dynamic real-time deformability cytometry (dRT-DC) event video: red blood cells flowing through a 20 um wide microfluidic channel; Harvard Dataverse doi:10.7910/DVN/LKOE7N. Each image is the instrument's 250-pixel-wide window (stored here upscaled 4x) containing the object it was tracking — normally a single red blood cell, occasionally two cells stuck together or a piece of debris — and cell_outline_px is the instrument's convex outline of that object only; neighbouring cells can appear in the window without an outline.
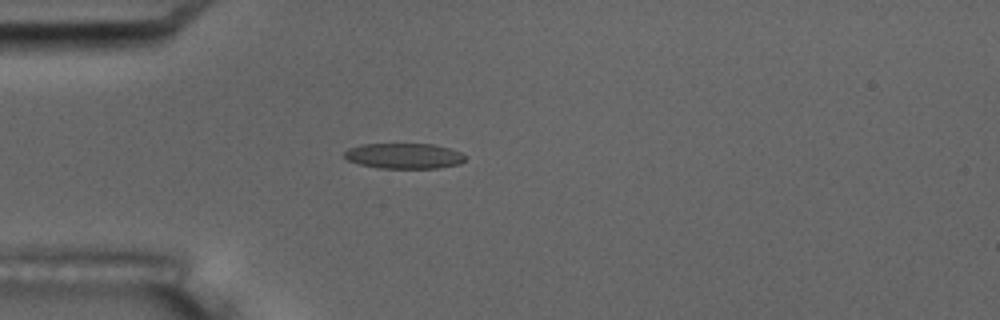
{"species": "common noctule bat (a hibernating species)", "species_latin": "Nyctalus noctula", "temperature_condition": "room temperature", "stored_images_in_passage": 2, "camera_frame_rate_fps": 3000, "um_per_image_px": 0.085, "animal": {"sex": "male", "body_mass_g": 17.5, "forearm_length_mm": 52.3}, "frame": {"image": 1, "passage_image": 2, "time_ms": 1.0, "image_size_px": [1000, 320], "cell_outline_px": [[464, 160], [460, 164], [436, 168], [376, 168], [360, 164], [348, 160], [344, 156], [344, 152], [348, 148], [360, 144], [432, 144], [448, 148], [460, 152], [464, 156]], "centroid_in_image_um": [34.3, 13.25], "position_along_channel_um": 50.7, "area_um2": 17.86}}